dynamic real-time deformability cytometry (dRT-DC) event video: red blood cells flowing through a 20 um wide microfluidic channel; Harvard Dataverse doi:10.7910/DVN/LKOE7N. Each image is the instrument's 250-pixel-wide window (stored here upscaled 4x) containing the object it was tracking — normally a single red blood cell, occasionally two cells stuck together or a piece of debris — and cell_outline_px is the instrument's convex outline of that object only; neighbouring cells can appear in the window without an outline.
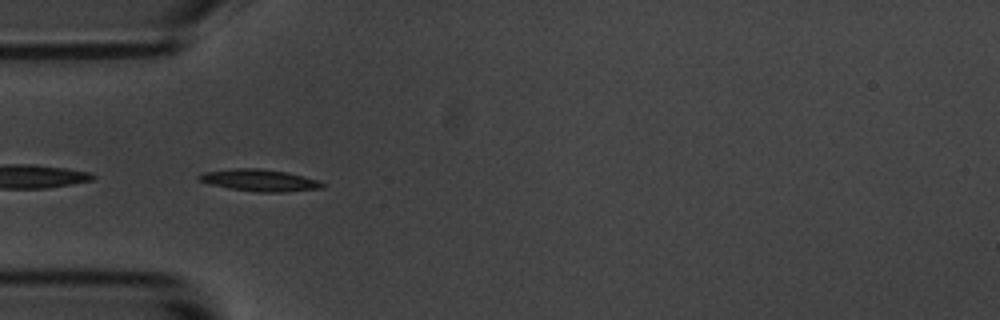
{"species": "common noctule bat (a hibernating species)", "species_latin": "Nyctalus noctula", "temperature_condition": "room temperature", "stored_images_in_passage": 5, "camera_frame_rate_fps": 3000, "um_per_image_px": 0.085, "animal": {"sex": "male", "body_mass_g": 20.1, "forearm_length_mm": 53.5}, "frame": {"image": 1, "passage_image": 4, "time_ms": 3.667, "image_size_px": [1000, 320], "cell_outline_px": [[324, 188], [284, 192], [256, 192], [228, 188], [208, 184], [196, 180], [196, 176], [204, 172], [236, 168], [256, 168], [284, 172], [304, 176], [316, 180], [324, 184]], "centroid_in_image_um": [22.0, 15.33], "position_along_channel_um": 63.0, "area_um2": 15.72}}